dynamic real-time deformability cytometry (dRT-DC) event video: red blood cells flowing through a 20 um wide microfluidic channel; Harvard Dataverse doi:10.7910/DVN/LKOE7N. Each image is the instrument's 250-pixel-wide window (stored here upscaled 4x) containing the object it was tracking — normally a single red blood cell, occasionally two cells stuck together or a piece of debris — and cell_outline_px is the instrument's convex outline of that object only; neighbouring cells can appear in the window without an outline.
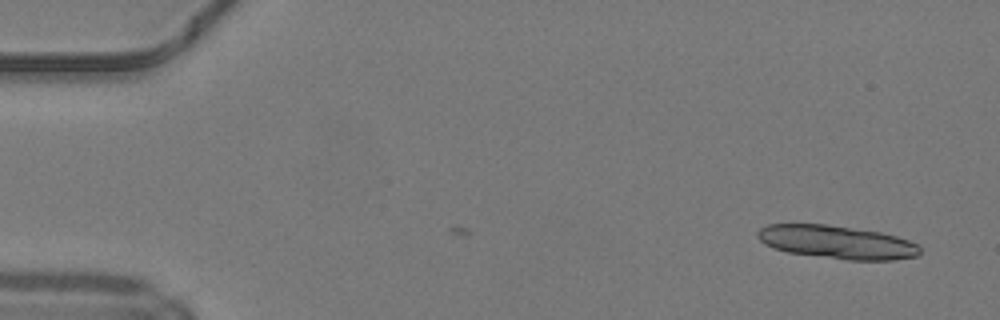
{"species": "common noctule bat (a hibernating species)", "species_latin": "Nyctalus noctula", "temperature_condition": "warm", "stored_images_in_passage": 9, "camera_frame_rate_fps": 3000, "um_per_image_px": 0.085, "animal": {"sex": "male", "body_mass_g": 19.2, "forearm_length_mm": 51.8}, "frame": {"image": 1, "passage_image": 9, "time_ms": 2.667, "image_size_px": [1000, 320], "cell_outline_px": [[920, 252], [916, 256], [896, 260], [848, 260], [788, 252], [772, 248], [764, 244], [756, 236], [756, 232], [760, 228], [768, 224], [824, 224], [880, 232], [896, 236], [908, 240], [916, 244], [920, 248]], "centroid_in_image_um": [71.1, 20.58], "position_along_channel_um": 13.9, "area_um2": 31.39}}